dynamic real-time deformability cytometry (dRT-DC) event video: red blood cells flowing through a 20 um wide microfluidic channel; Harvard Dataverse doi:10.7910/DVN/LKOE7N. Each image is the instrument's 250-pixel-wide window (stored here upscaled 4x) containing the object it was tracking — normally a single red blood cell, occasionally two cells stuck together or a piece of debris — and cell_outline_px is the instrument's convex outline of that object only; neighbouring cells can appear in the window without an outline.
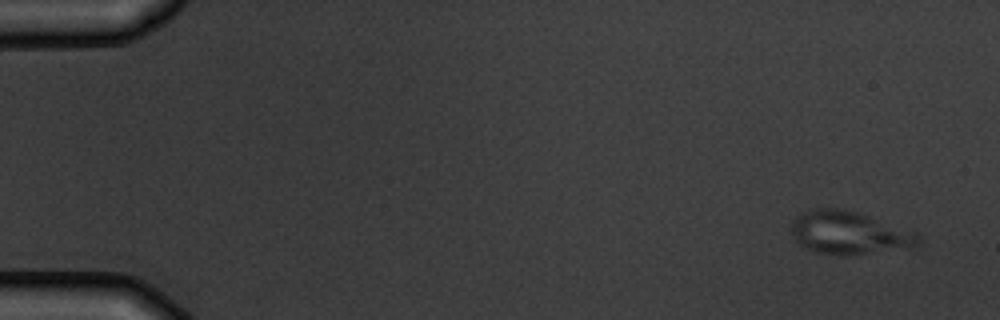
{"species": "common noctule bat (a hibernating species)", "species_latin": "Nyctalus noctula", "temperature_condition": "warm", "stored_images_in_passage": 10, "camera_frame_rate_fps": 3000, "um_per_image_px": 0.085, "animal": {"sex": "male", "body_mass_g": 19.5, "forearm_length_mm": 54.6}, "frame": {"image": 1, "passage_image": 1, "time_ms": 0.0, "image_size_px": [1000, 320], "cell_outline_px": [[920, 244], [912, 248], [844, 256], [840, 256], [816, 252], [804, 248], [796, 240], [792, 232], [792, 220], [796, 216], [808, 208], [836, 208], [856, 212], [920, 232]], "centroid_in_image_um": [72.22, 19.8], "position_along_channel_um": 12.8, "area_um2": 32.31}}
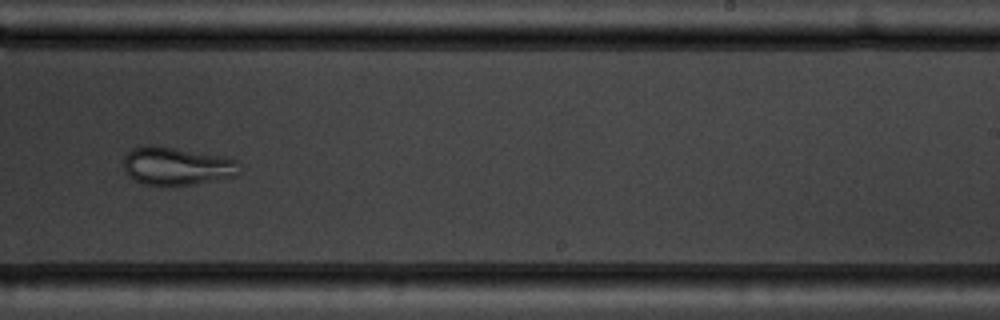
{"frame": {"image": 2, "passage_image": 10, "time_ms": 10.333, "image_size_px": [1000, 320], "cell_outline_px": [[240, 172], [236, 176], [192, 184], [144, 184], [128, 176], [124, 172], [124, 156], [132, 148], [148, 144], [228, 156], [236, 160]], "centroid_in_image_um": [15.02, 14.09], "position_along_channel_um": 274.0, "area_um2": 25.61}}